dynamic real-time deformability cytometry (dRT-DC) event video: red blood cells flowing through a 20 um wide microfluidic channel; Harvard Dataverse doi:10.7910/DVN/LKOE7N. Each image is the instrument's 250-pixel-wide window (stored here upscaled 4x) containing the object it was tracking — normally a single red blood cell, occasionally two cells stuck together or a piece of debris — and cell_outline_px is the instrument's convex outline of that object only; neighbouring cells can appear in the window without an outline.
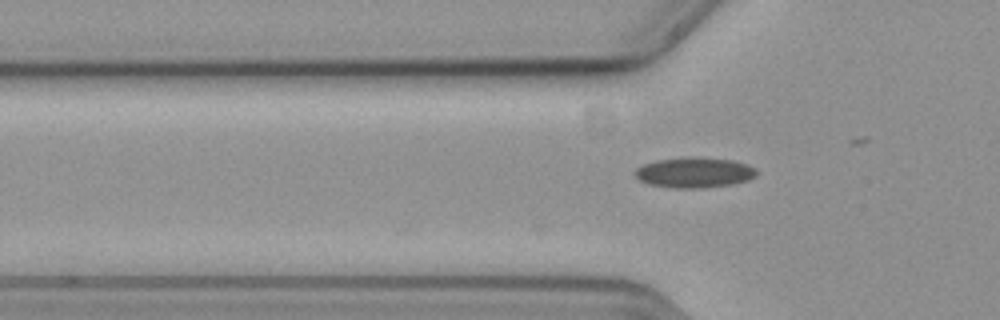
{"species": "common noctule bat (a hibernating species)", "species_latin": "Nyctalus noctula", "temperature_condition": "cold", "stored_images_in_passage": 2, "camera_frame_rate_fps": 3000, "um_per_image_px": 0.085, "animal": {"sex": "female", "body_mass_g": 19.3, "forearm_length_mm": 54.1}, "frame": {"image": 1, "passage_image": 2, "time_ms": 0.333, "image_size_px": [1000, 320], "cell_outline_px": [[756, 176], [748, 180], [732, 184], [700, 188], [672, 188], [648, 184], [640, 180], [632, 172], [636, 168], [644, 164], [656, 160], [688, 156], [732, 160], [748, 164], [756, 168]], "centroid_in_image_um": [59.0, 14.66], "position_along_channel_um": 66.8, "area_um2": 21.68}}